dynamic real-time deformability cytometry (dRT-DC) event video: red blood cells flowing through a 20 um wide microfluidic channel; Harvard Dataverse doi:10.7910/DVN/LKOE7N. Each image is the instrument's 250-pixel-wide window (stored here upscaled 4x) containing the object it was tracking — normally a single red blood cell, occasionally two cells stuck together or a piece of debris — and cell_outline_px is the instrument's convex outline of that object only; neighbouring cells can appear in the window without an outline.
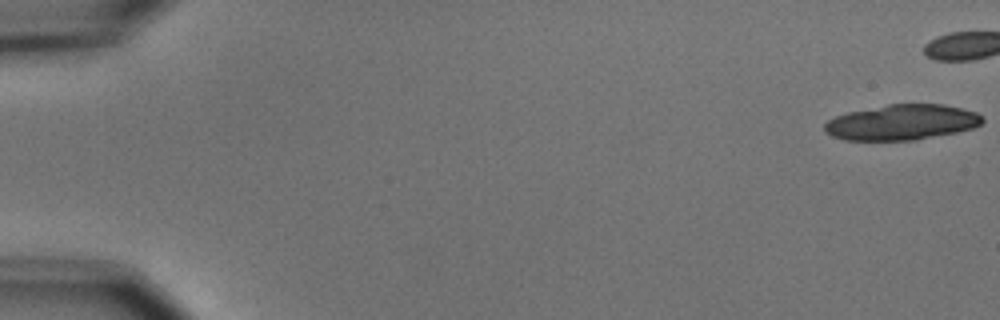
{"species": "common noctule bat (a hibernating species)", "species_latin": "Nyctalus noctula", "temperature_condition": "cold", "stored_images_in_passage": 6, "camera_frame_rate_fps": 3000, "um_per_image_px": 0.085, "animal": {"sex": "male", "body_mass_g": 15.6}, "frame": {"image": 1, "passage_image": 1, "time_ms": 0.0, "image_size_px": [1000, 320], "cell_outline_px": [[984, 120], [980, 124], [972, 128], [956, 132], [916, 140], [844, 140], [832, 136], [824, 132], [824, 124], [828, 120], [836, 116], [848, 112], [888, 104], [944, 104], [976, 112], [984, 116]], "centroid_in_image_um": [76.65, 10.4], "position_along_channel_um": 8.4, "area_um2": 32.6}}